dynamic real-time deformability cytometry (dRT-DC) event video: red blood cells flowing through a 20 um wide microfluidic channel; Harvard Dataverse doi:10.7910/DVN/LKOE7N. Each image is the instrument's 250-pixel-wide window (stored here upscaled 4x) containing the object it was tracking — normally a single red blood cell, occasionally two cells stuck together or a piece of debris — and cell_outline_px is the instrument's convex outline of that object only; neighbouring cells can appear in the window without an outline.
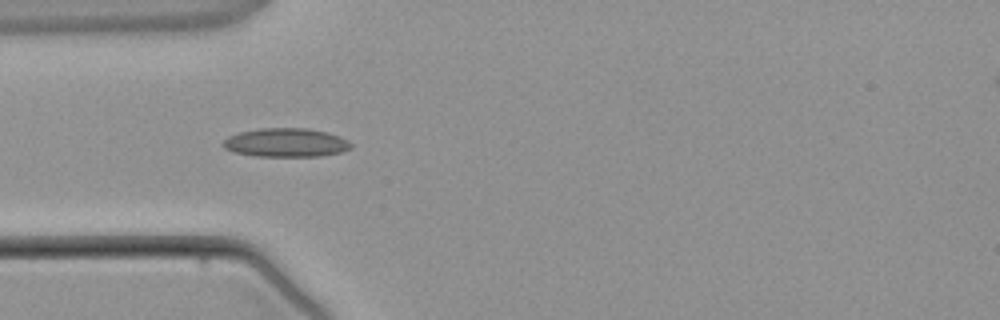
{"species": "common noctule bat (a hibernating species)", "species_latin": "Nyctalus noctula", "temperature_condition": "warm", "stored_images_in_passage": 3, "camera_frame_rate_fps": 3000, "um_per_image_px": 0.085, "animal": {"sex": "male", "body_mass_g": 21.5, "forearm_length_mm": 52.0}, "frame": {"image": 1, "passage_image": 3, "time_ms": 2.333, "image_size_px": [1000, 320], "cell_outline_px": [[352, 148], [340, 152], [320, 156], [256, 156], [232, 152], [224, 148], [220, 144], [228, 136], [240, 132], [260, 128], [308, 128], [328, 132], [340, 136], [348, 140], [352, 144]], "centroid_in_image_um": [24.3, 12.12], "position_along_channel_um": 60.7, "area_um2": 21.62}}